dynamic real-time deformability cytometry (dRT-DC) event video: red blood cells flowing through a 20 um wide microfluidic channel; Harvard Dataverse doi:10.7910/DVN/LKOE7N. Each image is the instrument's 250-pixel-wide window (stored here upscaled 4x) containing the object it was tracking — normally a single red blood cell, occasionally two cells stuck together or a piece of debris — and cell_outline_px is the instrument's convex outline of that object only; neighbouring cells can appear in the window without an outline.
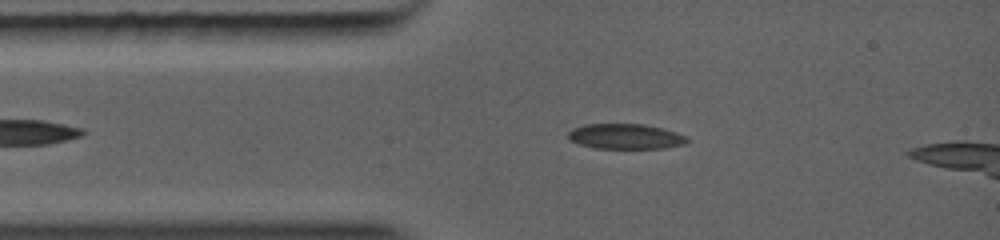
{"species": "common noctule bat (a hibernating species)", "species_latin": "Nyctalus noctula", "temperature_condition": "warm", "stored_images_in_passage": 72, "camera_frame_rate_fps": 5000, "um_per_image_px": 0.085, "animal": {"sex": "female", "body_mass_g": 19.0, "forearm_length_mm": 56.7}, "frame": {"image": 1, "passage_image": 8, "time_ms": 1.4, "image_size_px": [1000, 240], "cell_outline_px": [[688, 144], [664, 148], [596, 148], [580, 144], [568, 140], [568, 132], [572, 128], [584, 124], [644, 124], [676, 132], [684, 136], [688, 140]], "centroid_in_image_um": [53.14, 11.6], "position_along_channel_um": 31.9, "area_um2": 17.46}}
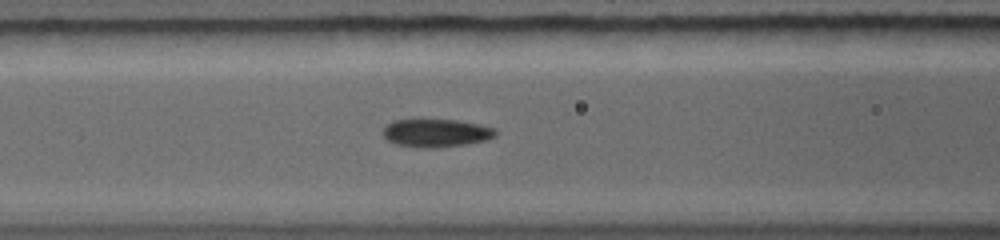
{"frame": {"image": 2, "passage_image": 25, "time_ms": 3.6, "image_size_px": [1000, 240], "cell_outline_px": [[496, 136], [488, 140], [464, 144], [428, 148], [424, 148], [396, 144], [388, 140], [384, 136], [384, 128], [392, 120], [456, 120], [496, 128]], "centroid_in_image_um": [37.09, 11.3], "position_along_channel_um": 129.5, "area_um2": 18.09}}
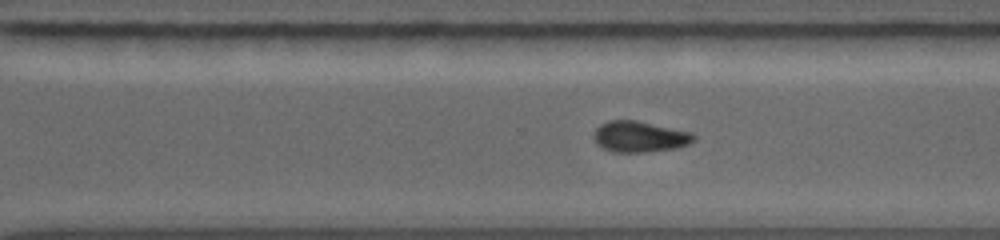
{"frame": {"image": 3, "passage_image": 47, "time_ms": 7.4, "image_size_px": [1000, 240], "cell_outline_px": [[696, 140], [688, 144], [676, 148], [648, 152], [612, 152], [596, 144], [592, 136], [596, 128], [600, 124], [608, 120], [636, 120], [692, 132], [696, 136]], "centroid_in_image_um": [54.36, 11.61], "position_along_channel_um": 316.2, "area_um2": 18.26}}